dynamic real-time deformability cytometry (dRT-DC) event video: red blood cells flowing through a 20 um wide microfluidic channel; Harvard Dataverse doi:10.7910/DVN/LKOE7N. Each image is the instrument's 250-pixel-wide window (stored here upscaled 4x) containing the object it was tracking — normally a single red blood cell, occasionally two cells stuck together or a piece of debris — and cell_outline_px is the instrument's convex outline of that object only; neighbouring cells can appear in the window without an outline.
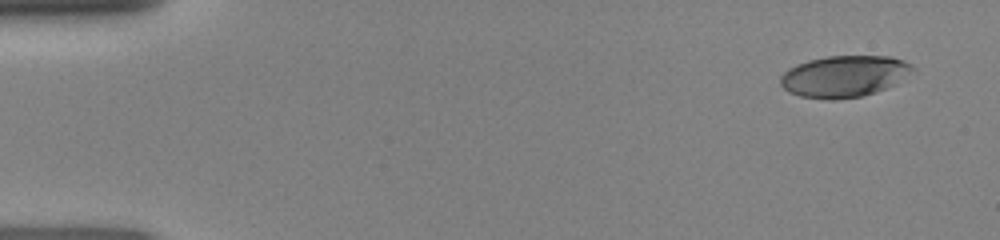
{"species": "human", "species_latin": "Homo sapiens", "temperature_condition": "room temperature", "stored_images_in_passage": 46, "camera_frame_rate_fps": 3000, "um_per_image_px": 0.085, "donor": {"sex": "female"}, "frame": {"image": 1, "passage_image": 1, "time_ms": 0.0, "image_size_px": [1000, 240], "cell_outline_px": [[916, 68], [888, 88], [876, 92], [860, 96], [832, 100], [828, 100], [800, 96], [788, 92], [780, 84], [780, 76], [788, 68], [796, 64], [808, 60], [828, 56], [892, 56], [904, 60], [912, 64]], "centroid_in_image_um": [71.74, 6.48], "position_along_channel_um": 13.3, "area_um2": 32.08}}
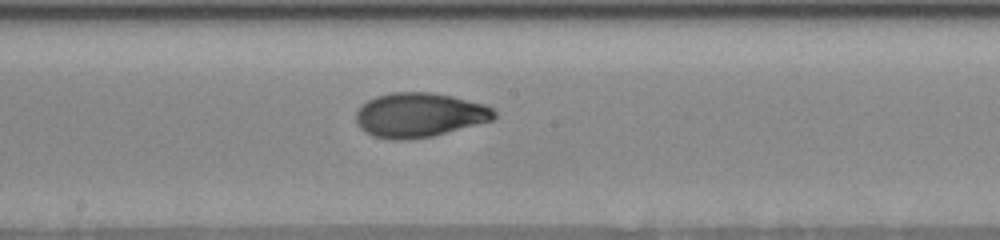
{"frame": {"image": 2, "passage_image": 24, "time_ms": 7.667, "image_size_px": [1000, 240], "cell_outline_px": [[496, 116], [492, 120], [432, 136], [408, 140], [392, 140], [372, 136], [360, 128], [356, 120], [356, 112], [368, 100], [376, 96], [392, 92], [432, 92], [452, 96], [484, 104], [492, 108], [496, 112]], "centroid_in_image_um": [35.63, 9.78], "position_along_channel_um": 212.6, "area_um2": 35.66}}
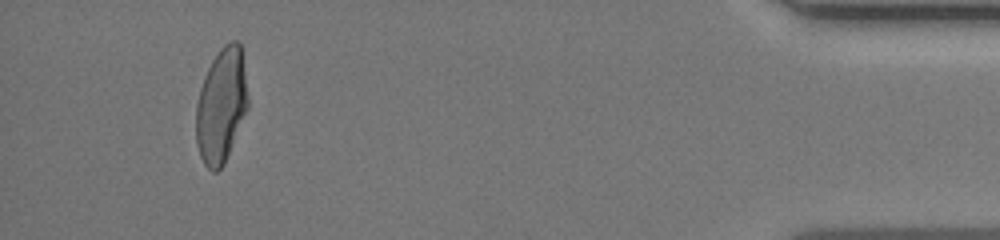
{"frame": {"image": 3, "passage_image": 43, "time_ms": 14.0, "image_size_px": [1000, 240], "cell_outline_px": [[248, 108], [224, 164], [216, 172], [212, 172], [204, 164], [200, 156], [196, 144], [196, 104], [200, 88], [204, 76], [212, 60], [220, 48], [228, 40], [236, 40], [240, 44], [248, 96]], "centroid_in_image_um": [18.8, 8.97], "position_along_channel_um": 416.4, "area_um2": 34.62}}